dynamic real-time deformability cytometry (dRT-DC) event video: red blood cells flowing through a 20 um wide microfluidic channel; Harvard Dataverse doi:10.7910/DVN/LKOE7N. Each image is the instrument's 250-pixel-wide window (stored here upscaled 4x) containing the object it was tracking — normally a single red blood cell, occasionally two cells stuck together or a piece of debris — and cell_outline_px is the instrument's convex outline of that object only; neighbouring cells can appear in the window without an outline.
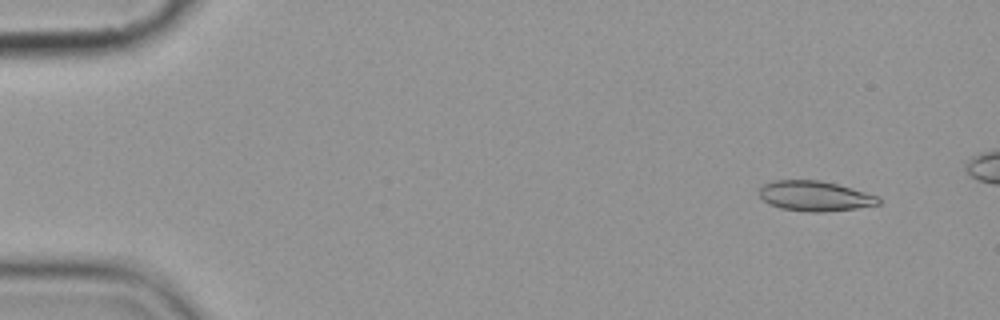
{"species": "common noctule bat (a hibernating species)", "species_latin": "Nyctalus noctula", "temperature_condition": "cold", "stored_images_in_passage": 9, "camera_frame_rate_fps": 3000, "um_per_image_px": 0.085, "animal": {"sex": "female", "body_mass_g": 19.9}, "frame": {"image": 1, "passage_image": 2, "time_ms": 1.0, "image_size_px": [1000, 320], "cell_outline_px": [[880, 204], [856, 208], [824, 212], [808, 212], [780, 208], [768, 204], [760, 196], [760, 188], [764, 184], [772, 180], [820, 180], [836, 184], [880, 196]], "centroid_in_image_um": [69.26, 16.66], "position_along_channel_um": 15.7, "area_um2": 20.92}}
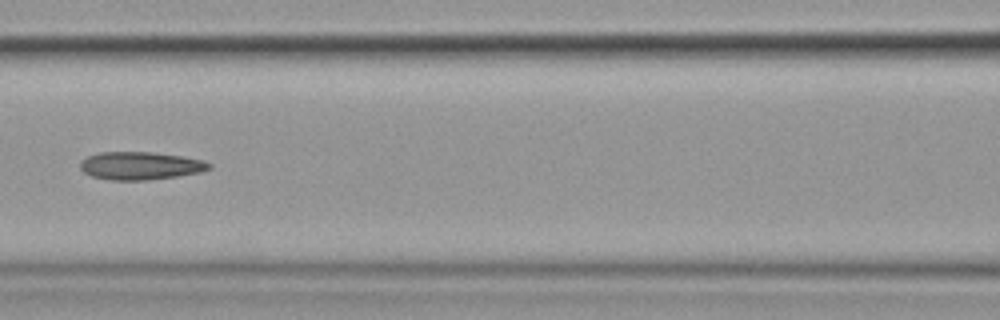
{"frame": {"image": 2, "passage_image": 8, "time_ms": 8.0, "image_size_px": [1000, 320], "cell_outline_px": [[212, 168], [200, 172], [176, 176], [148, 180], [112, 180], [92, 176], [84, 172], [80, 168], [80, 160], [88, 156], [100, 152], [152, 152], [184, 156], [204, 160], [212, 164]], "centroid_in_image_um": [11.95, 14.08], "position_along_channel_um": 154.6, "area_um2": 21.04}}
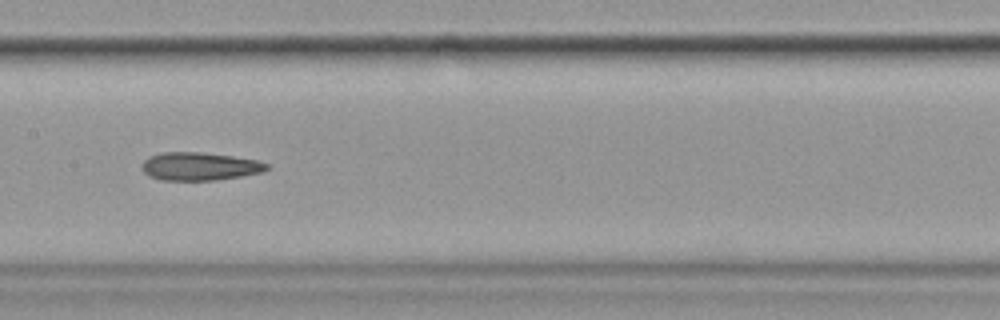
{"frame": {"image": 3, "passage_image": 9, "time_ms": 9.0, "image_size_px": [1000, 320], "cell_outline_px": [[272, 168], [264, 172], [216, 180], [160, 180], [148, 176], [140, 168], [140, 164], [148, 156], [160, 152], [200, 152], [232, 156], [260, 160], [268, 164]], "centroid_in_image_um": [16.96, 14.14], "position_along_channel_um": 190.4, "area_um2": 20.81}}